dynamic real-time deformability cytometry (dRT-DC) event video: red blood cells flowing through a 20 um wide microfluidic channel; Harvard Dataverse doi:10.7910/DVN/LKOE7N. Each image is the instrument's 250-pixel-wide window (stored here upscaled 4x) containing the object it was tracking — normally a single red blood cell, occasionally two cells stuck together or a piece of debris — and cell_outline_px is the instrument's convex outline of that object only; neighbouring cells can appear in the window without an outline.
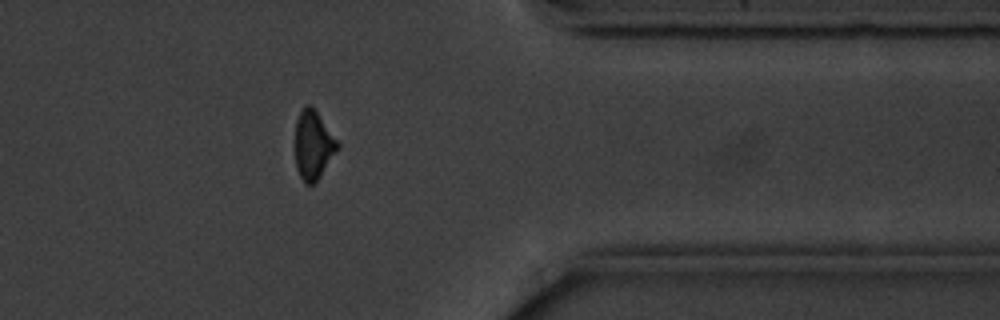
{"species": "common noctule bat (a hibernating species)", "species_latin": "Nyctalus noctula", "temperature_condition": "cold", "stored_images_in_passage": 13, "camera_frame_rate_fps": 3000, "um_per_image_px": 0.085, "animal": {"sex": "male", "body_mass_g": 20.1, "forearm_length_mm": 53.5}, "frame": {"image": 1, "passage_image": 13, "time_ms": 14.667, "image_size_px": [1000, 320], "cell_outline_px": [[340, 148], [316, 184], [304, 184], [296, 168], [296, 120], [300, 112], [308, 104], [316, 112], [340, 144]], "centroid_in_image_um": [26.65, 12.41], "position_along_channel_um": 384.8, "area_um2": 16.88}, "authors_computed_cell_mechanics": {"area_um2": 17.918, "velocity_mm_per_s": 3.5593, "shape_relaxation_time_tau1_ms": 3.0393, "shape_relaxation_time_tau2_ms": null, "deformation_change_tau1": 0.0776, "deformation_change_tau2": null}}